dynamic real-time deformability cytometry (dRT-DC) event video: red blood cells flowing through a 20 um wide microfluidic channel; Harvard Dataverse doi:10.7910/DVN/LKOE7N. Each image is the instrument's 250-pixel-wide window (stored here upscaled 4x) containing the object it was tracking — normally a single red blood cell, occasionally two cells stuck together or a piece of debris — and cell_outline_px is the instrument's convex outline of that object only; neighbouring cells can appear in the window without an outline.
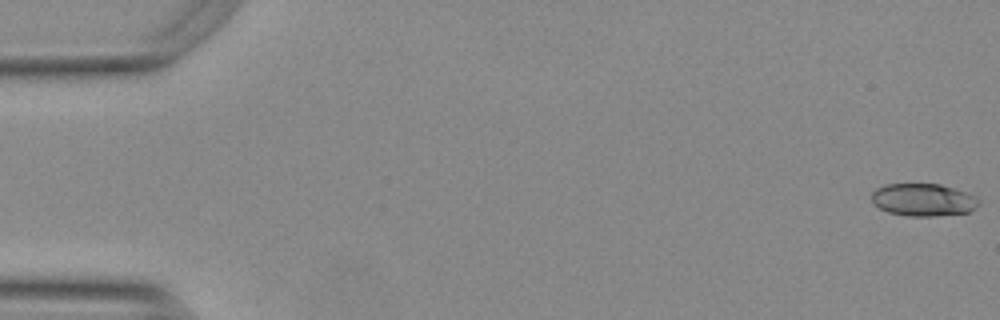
{"species": "Egyptian fruit bat (a non-hibernating species)", "species_latin": "Rousettus aegyptiacus", "temperature_condition": "warm", "stored_images_in_passage": 55, "camera_frame_rate_fps": 3000, "um_per_image_px": 0.085, "animal": {"sex": "female"}, "frame": {"image": 1, "passage_image": 1, "time_ms": 0.0, "image_size_px": [1000, 320], "cell_outline_px": [[980, 200], [968, 212], [936, 216], [908, 216], [888, 212], [872, 204], [872, 192], [876, 188], [884, 184], [940, 184], [964, 192]], "centroid_in_image_um": [78.39, 16.98], "position_along_channel_um": 6.6, "area_um2": 20.06}}
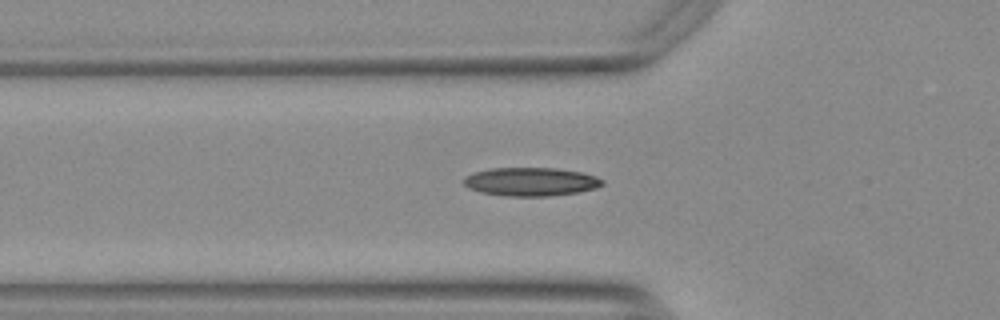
{"frame": {"image": 2, "passage_image": 19, "time_ms": 6.0, "image_size_px": [1000, 320], "cell_outline_px": [[604, 184], [596, 188], [576, 192], [548, 196], [504, 196], [480, 192], [468, 188], [460, 180], [464, 176], [472, 172], [492, 168], [556, 168], [580, 172], [596, 176], [604, 180]], "centroid_in_image_um": [45.06, 15.44], "position_along_channel_um": 80.7, "area_um2": 23.18}}
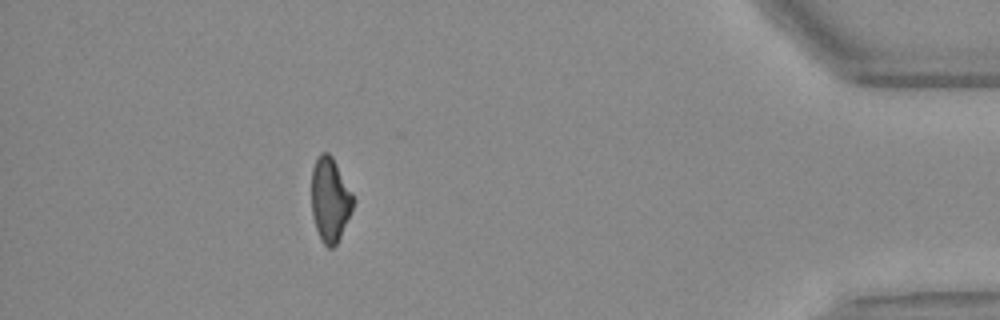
{"frame": {"image": 3, "passage_image": 49, "time_ms": 16.0, "image_size_px": [1000, 320], "cell_outline_px": [[356, 200], [340, 236], [336, 244], [332, 248], [328, 248], [320, 240], [312, 216], [312, 168], [320, 152], [328, 152], [332, 156], [352, 192]], "centroid_in_image_um": [28.05, 16.96], "position_along_channel_um": 407.1, "area_um2": 20.4}, "authors_computed_cell_mechanics": {"area_um2": 21.2704, "velocity_mm_per_s": 3.7921, "shape_relaxation_time_tau1_ms": null, "shape_relaxation_time_tau2_ms": 3.4989, "deformation_change_tau1": null, "deformation_change_tau2": 0.1086}}